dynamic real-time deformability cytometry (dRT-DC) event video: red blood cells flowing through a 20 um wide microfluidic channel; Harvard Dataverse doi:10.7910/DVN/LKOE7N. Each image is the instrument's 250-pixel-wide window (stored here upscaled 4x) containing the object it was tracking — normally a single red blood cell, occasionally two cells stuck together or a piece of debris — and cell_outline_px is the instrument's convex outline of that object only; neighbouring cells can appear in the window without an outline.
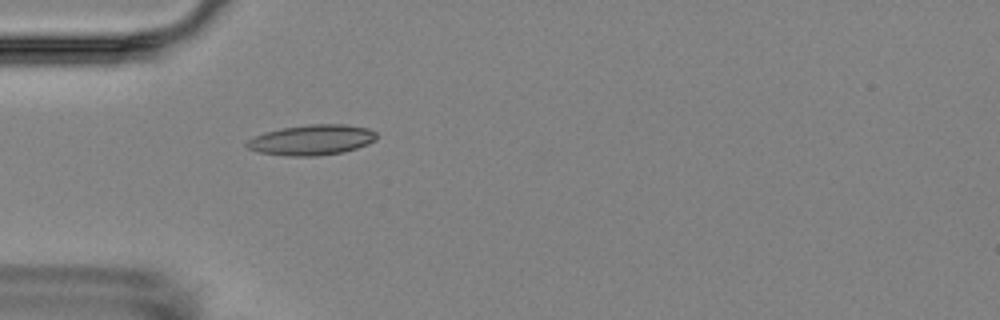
{"species": "Egyptian fruit bat (a non-hibernating species)", "species_latin": "Rousettus aegyptiacus", "temperature_condition": "room temperature", "stored_images_in_passage": 1, "camera_frame_rate_fps": 3000, "um_per_image_px": 0.085, "animal": {"sex": "female"}, "frame": {"image": 1, "passage_image": 1, "time_ms": 0.0, "image_size_px": [1000, 320], "cell_outline_px": [[376, 140], [368, 144], [344, 152], [316, 156], [288, 156], [260, 152], [248, 148], [244, 144], [248, 140], [264, 132], [280, 128], [308, 124], [344, 124], [368, 128], [376, 132]], "centroid_in_image_um": [26.51, 11.89], "position_along_channel_um": 58.5, "area_um2": 23.0}}